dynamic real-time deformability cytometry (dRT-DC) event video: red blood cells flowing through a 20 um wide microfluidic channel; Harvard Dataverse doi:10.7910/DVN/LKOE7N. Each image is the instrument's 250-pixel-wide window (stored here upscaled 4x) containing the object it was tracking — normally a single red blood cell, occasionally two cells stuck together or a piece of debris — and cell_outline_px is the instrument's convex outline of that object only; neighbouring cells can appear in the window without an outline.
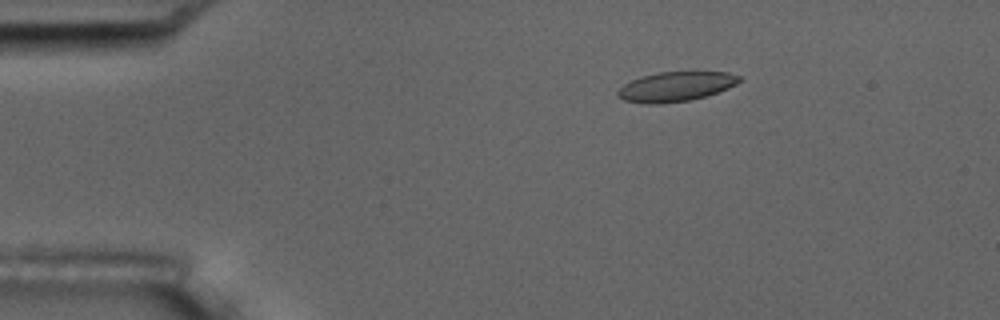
{"species": "common noctule bat (a hibernating species)", "species_latin": "Nyctalus noctula", "temperature_condition": "room temperature", "stored_images_in_passage": 5, "camera_frame_rate_fps": 3000, "um_per_image_px": 0.085, "animal": {"sex": "male", "body_mass_g": 17.5, "forearm_length_mm": 52.3}, "frame": {"image": 1, "passage_image": 3, "time_ms": 2.333, "image_size_px": [1000, 320], "cell_outline_px": [[740, 80], [736, 84], [728, 88], [704, 96], [688, 100], [660, 104], [648, 104], [624, 100], [616, 92], [624, 84], [640, 76], [660, 72], [696, 68], [728, 72], [740, 76]], "centroid_in_image_um": [57.5, 7.29], "position_along_channel_um": 27.5, "area_um2": 21.68}}